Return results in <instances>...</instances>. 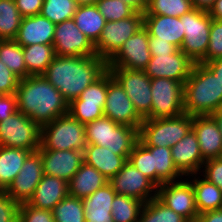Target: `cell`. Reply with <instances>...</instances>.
I'll return each instance as SVG.
<instances>
[{
    "instance_id": "28",
    "label": "cell",
    "mask_w": 222,
    "mask_h": 222,
    "mask_svg": "<svg viewBox=\"0 0 222 222\" xmlns=\"http://www.w3.org/2000/svg\"><path fill=\"white\" fill-rule=\"evenodd\" d=\"M32 151L0 146V191H5L17 176Z\"/></svg>"
},
{
    "instance_id": "30",
    "label": "cell",
    "mask_w": 222,
    "mask_h": 222,
    "mask_svg": "<svg viewBox=\"0 0 222 222\" xmlns=\"http://www.w3.org/2000/svg\"><path fill=\"white\" fill-rule=\"evenodd\" d=\"M76 26L95 44L106 24L96 4L79 5L73 16Z\"/></svg>"
},
{
    "instance_id": "7",
    "label": "cell",
    "mask_w": 222,
    "mask_h": 222,
    "mask_svg": "<svg viewBox=\"0 0 222 222\" xmlns=\"http://www.w3.org/2000/svg\"><path fill=\"white\" fill-rule=\"evenodd\" d=\"M41 126L22 112L0 121V146L36 152L41 146Z\"/></svg>"
},
{
    "instance_id": "53",
    "label": "cell",
    "mask_w": 222,
    "mask_h": 222,
    "mask_svg": "<svg viewBox=\"0 0 222 222\" xmlns=\"http://www.w3.org/2000/svg\"><path fill=\"white\" fill-rule=\"evenodd\" d=\"M136 12L145 13L150 0H122Z\"/></svg>"
},
{
    "instance_id": "18",
    "label": "cell",
    "mask_w": 222,
    "mask_h": 222,
    "mask_svg": "<svg viewBox=\"0 0 222 222\" xmlns=\"http://www.w3.org/2000/svg\"><path fill=\"white\" fill-rule=\"evenodd\" d=\"M194 64L185 53L178 49L173 54H151L144 72L150 79L162 77L185 83Z\"/></svg>"
},
{
    "instance_id": "13",
    "label": "cell",
    "mask_w": 222,
    "mask_h": 222,
    "mask_svg": "<svg viewBox=\"0 0 222 222\" xmlns=\"http://www.w3.org/2000/svg\"><path fill=\"white\" fill-rule=\"evenodd\" d=\"M104 116L120 125H127L138 130L143 122V118L135 110L123 87L112 76L109 69H107V95Z\"/></svg>"
},
{
    "instance_id": "29",
    "label": "cell",
    "mask_w": 222,
    "mask_h": 222,
    "mask_svg": "<svg viewBox=\"0 0 222 222\" xmlns=\"http://www.w3.org/2000/svg\"><path fill=\"white\" fill-rule=\"evenodd\" d=\"M190 176L193 177V180L189 179ZM197 176L198 174H192L187 176V179L191 182L195 192L198 213L222 209V190L205 178L200 179V176Z\"/></svg>"
},
{
    "instance_id": "42",
    "label": "cell",
    "mask_w": 222,
    "mask_h": 222,
    "mask_svg": "<svg viewBox=\"0 0 222 222\" xmlns=\"http://www.w3.org/2000/svg\"><path fill=\"white\" fill-rule=\"evenodd\" d=\"M96 6L106 22L122 20L136 12L122 0H98Z\"/></svg>"
},
{
    "instance_id": "33",
    "label": "cell",
    "mask_w": 222,
    "mask_h": 222,
    "mask_svg": "<svg viewBox=\"0 0 222 222\" xmlns=\"http://www.w3.org/2000/svg\"><path fill=\"white\" fill-rule=\"evenodd\" d=\"M22 50L29 75H42L56 56L53 45L34 44Z\"/></svg>"
},
{
    "instance_id": "58",
    "label": "cell",
    "mask_w": 222,
    "mask_h": 222,
    "mask_svg": "<svg viewBox=\"0 0 222 222\" xmlns=\"http://www.w3.org/2000/svg\"><path fill=\"white\" fill-rule=\"evenodd\" d=\"M76 4L79 5H87V4H96L98 0H74Z\"/></svg>"
},
{
    "instance_id": "43",
    "label": "cell",
    "mask_w": 222,
    "mask_h": 222,
    "mask_svg": "<svg viewBox=\"0 0 222 222\" xmlns=\"http://www.w3.org/2000/svg\"><path fill=\"white\" fill-rule=\"evenodd\" d=\"M220 58H222V21L212 19L206 56L199 63L204 64Z\"/></svg>"
},
{
    "instance_id": "35",
    "label": "cell",
    "mask_w": 222,
    "mask_h": 222,
    "mask_svg": "<svg viewBox=\"0 0 222 222\" xmlns=\"http://www.w3.org/2000/svg\"><path fill=\"white\" fill-rule=\"evenodd\" d=\"M144 202L124 195H116L112 202V218L114 222H140V214Z\"/></svg>"
},
{
    "instance_id": "32",
    "label": "cell",
    "mask_w": 222,
    "mask_h": 222,
    "mask_svg": "<svg viewBox=\"0 0 222 222\" xmlns=\"http://www.w3.org/2000/svg\"><path fill=\"white\" fill-rule=\"evenodd\" d=\"M152 153L153 169H156V185L181 180L184 176L177 170L170 147L145 146ZM178 178V179H177Z\"/></svg>"
},
{
    "instance_id": "14",
    "label": "cell",
    "mask_w": 222,
    "mask_h": 222,
    "mask_svg": "<svg viewBox=\"0 0 222 222\" xmlns=\"http://www.w3.org/2000/svg\"><path fill=\"white\" fill-rule=\"evenodd\" d=\"M157 198L178 215L183 216L188 222H197L199 213L195 192L187 177L158 186Z\"/></svg>"
},
{
    "instance_id": "27",
    "label": "cell",
    "mask_w": 222,
    "mask_h": 222,
    "mask_svg": "<svg viewBox=\"0 0 222 222\" xmlns=\"http://www.w3.org/2000/svg\"><path fill=\"white\" fill-rule=\"evenodd\" d=\"M108 182L109 180L97 169L83 162L68 182V195L82 199L90 196Z\"/></svg>"
},
{
    "instance_id": "50",
    "label": "cell",
    "mask_w": 222,
    "mask_h": 222,
    "mask_svg": "<svg viewBox=\"0 0 222 222\" xmlns=\"http://www.w3.org/2000/svg\"><path fill=\"white\" fill-rule=\"evenodd\" d=\"M149 50L151 54H173L178 48L170 42L149 37Z\"/></svg>"
},
{
    "instance_id": "20",
    "label": "cell",
    "mask_w": 222,
    "mask_h": 222,
    "mask_svg": "<svg viewBox=\"0 0 222 222\" xmlns=\"http://www.w3.org/2000/svg\"><path fill=\"white\" fill-rule=\"evenodd\" d=\"M41 154L43 173L69 182L84 162L80 150H37Z\"/></svg>"
},
{
    "instance_id": "22",
    "label": "cell",
    "mask_w": 222,
    "mask_h": 222,
    "mask_svg": "<svg viewBox=\"0 0 222 222\" xmlns=\"http://www.w3.org/2000/svg\"><path fill=\"white\" fill-rule=\"evenodd\" d=\"M192 129L196 133L203 159H216L222 154V134L211 115L193 116Z\"/></svg>"
},
{
    "instance_id": "11",
    "label": "cell",
    "mask_w": 222,
    "mask_h": 222,
    "mask_svg": "<svg viewBox=\"0 0 222 222\" xmlns=\"http://www.w3.org/2000/svg\"><path fill=\"white\" fill-rule=\"evenodd\" d=\"M107 70L68 104V113L84 125L104 116Z\"/></svg>"
},
{
    "instance_id": "6",
    "label": "cell",
    "mask_w": 222,
    "mask_h": 222,
    "mask_svg": "<svg viewBox=\"0 0 222 222\" xmlns=\"http://www.w3.org/2000/svg\"><path fill=\"white\" fill-rule=\"evenodd\" d=\"M85 125L69 113L54 119L41 128L38 150H80L86 147Z\"/></svg>"
},
{
    "instance_id": "38",
    "label": "cell",
    "mask_w": 222,
    "mask_h": 222,
    "mask_svg": "<svg viewBox=\"0 0 222 222\" xmlns=\"http://www.w3.org/2000/svg\"><path fill=\"white\" fill-rule=\"evenodd\" d=\"M55 222H85L81 198L67 195L52 210Z\"/></svg>"
},
{
    "instance_id": "44",
    "label": "cell",
    "mask_w": 222,
    "mask_h": 222,
    "mask_svg": "<svg viewBox=\"0 0 222 222\" xmlns=\"http://www.w3.org/2000/svg\"><path fill=\"white\" fill-rule=\"evenodd\" d=\"M18 222H55L50 210L37 209L28 203L19 206Z\"/></svg>"
},
{
    "instance_id": "25",
    "label": "cell",
    "mask_w": 222,
    "mask_h": 222,
    "mask_svg": "<svg viewBox=\"0 0 222 222\" xmlns=\"http://www.w3.org/2000/svg\"><path fill=\"white\" fill-rule=\"evenodd\" d=\"M144 28L148 31L149 37L170 42L178 49L183 44L184 31L180 17L144 15Z\"/></svg>"
},
{
    "instance_id": "21",
    "label": "cell",
    "mask_w": 222,
    "mask_h": 222,
    "mask_svg": "<svg viewBox=\"0 0 222 222\" xmlns=\"http://www.w3.org/2000/svg\"><path fill=\"white\" fill-rule=\"evenodd\" d=\"M171 154L177 170L183 176L200 174L205 160L201 155L198 138L193 129L171 147Z\"/></svg>"
},
{
    "instance_id": "9",
    "label": "cell",
    "mask_w": 222,
    "mask_h": 222,
    "mask_svg": "<svg viewBox=\"0 0 222 222\" xmlns=\"http://www.w3.org/2000/svg\"><path fill=\"white\" fill-rule=\"evenodd\" d=\"M183 92V82L162 77L151 79V112L145 118H169L184 113Z\"/></svg>"
},
{
    "instance_id": "10",
    "label": "cell",
    "mask_w": 222,
    "mask_h": 222,
    "mask_svg": "<svg viewBox=\"0 0 222 222\" xmlns=\"http://www.w3.org/2000/svg\"><path fill=\"white\" fill-rule=\"evenodd\" d=\"M144 27V14L135 12L131 17L106 22L98 41L94 44L95 53L106 62L130 37Z\"/></svg>"
},
{
    "instance_id": "45",
    "label": "cell",
    "mask_w": 222,
    "mask_h": 222,
    "mask_svg": "<svg viewBox=\"0 0 222 222\" xmlns=\"http://www.w3.org/2000/svg\"><path fill=\"white\" fill-rule=\"evenodd\" d=\"M19 206L5 191H0V222H18Z\"/></svg>"
},
{
    "instance_id": "57",
    "label": "cell",
    "mask_w": 222,
    "mask_h": 222,
    "mask_svg": "<svg viewBox=\"0 0 222 222\" xmlns=\"http://www.w3.org/2000/svg\"><path fill=\"white\" fill-rule=\"evenodd\" d=\"M85 222H114L113 218H85Z\"/></svg>"
},
{
    "instance_id": "12",
    "label": "cell",
    "mask_w": 222,
    "mask_h": 222,
    "mask_svg": "<svg viewBox=\"0 0 222 222\" xmlns=\"http://www.w3.org/2000/svg\"><path fill=\"white\" fill-rule=\"evenodd\" d=\"M120 83L135 110L144 119L151 112V79L143 70L107 68Z\"/></svg>"
},
{
    "instance_id": "1",
    "label": "cell",
    "mask_w": 222,
    "mask_h": 222,
    "mask_svg": "<svg viewBox=\"0 0 222 222\" xmlns=\"http://www.w3.org/2000/svg\"><path fill=\"white\" fill-rule=\"evenodd\" d=\"M107 70L97 56H55L42 74L70 103Z\"/></svg>"
},
{
    "instance_id": "46",
    "label": "cell",
    "mask_w": 222,
    "mask_h": 222,
    "mask_svg": "<svg viewBox=\"0 0 222 222\" xmlns=\"http://www.w3.org/2000/svg\"><path fill=\"white\" fill-rule=\"evenodd\" d=\"M202 167L203 178L222 190V160L220 158L206 160Z\"/></svg>"
},
{
    "instance_id": "37",
    "label": "cell",
    "mask_w": 222,
    "mask_h": 222,
    "mask_svg": "<svg viewBox=\"0 0 222 222\" xmlns=\"http://www.w3.org/2000/svg\"><path fill=\"white\" fill-rule=\"evenodd\" d=\"M140 222H188L183 216L164 205L157 197L146 202L140 214Z\"/></svg>"
},
{
    "instance_id": "54",
    "label": "cell",
    "mask_w": 222,
    "mask_h": 222,
    "mask_svg": "<svg viewBox=\"0 0 222 222\" xmlns=\"http://www.w3.org/2000/svg\"><path fill=\"white\" fill-rule=\"evenodd\" d=\"M208 14L212 17V19L222 21V0H216L208 11Z\"/></svg>"
},
{
    "instance_id": "3",
    "label": "cell",
    "mask_w": 222,
    "mask_h": 222,
    "mask_svg": "<svg viewBox=\"0 0 222 222\" xmlns=\"http://www.w3.org/2000/svg\"><path fill=\"white\" fill-rule=\"evenodd\" d=\"M184 113L211 115L222 107V83L202 63H195L184 83Z\"/></svg>"
},
{
    "instance_id": "41",
    "label": "cell",
    "mask_w": 222,
    "mask_h": 222,
    "mask_svg": "<svg viewBox=\"0 0 222 222\" xmlns=\"http://www.w3.org/2000/svg\"><path fill=\"white\" fill-rule=\"evenodd\" d=\"M128 161L156 184V169H153L152 153L140 141L134 145Z\"/></svg>"
},
{
    "instance_id": "17",
    "label": "cell",
    "mask_w": 222,
    "mask_h": 222,
    "mask_svg": "<svg viewBox=\"0 0 222 222\" xmlns=\"http://www.w3.org/2000/svg\"><path fill=\"white\" fill-rule=\"evenodd\" d=\"M53 46L56 56H93L94 44L76 26L73 18L55 25Z\"/></svg>"
},
{
    "instance_id": "40",
    "label": "cell",
    "mask_w": 222,
    "mask_h": 222,
    "mask_svg": "<svg viewBox=\"0 0 222 222\" xmlns=\"http://www.w3.org/2000/svg\"><path fill=\"white\" fill-rule=\"evenodd\" d=\"M192 9L191 0H150L144 15L181 17Z\"/></svg>"
},
{
    "instance_id": "5",
    "label": "cell",
    "mask_w": 222,
    "mask_h": 222,
    "mask_svg": "<svg viewBox=\"0 0 222 222\" xmlns=\"http://www.w3.org/2000/svg\"><path fill=\"white\" fill-rule=\"evenodd\" d=\"M193 116L182 113L175 117L144 118L139 129V141L144 146L173 147L191 129Z\"/></svg>"
},
{
    "instance_id": "8",
    "label": "cell",
    "mask_w": 222,
    "mask_h": 222,
    "mask_svg": "<svg viewBox=\"0 0 222 222\" xmlns=\"http://www.w3.org/2000/svg\"><path fill=\"white\" fill-rule=\"evenodd\" d=\"M180 19L184 31V41L180 50L194 63H199L206 56L212 17L208 11L193 8Z\"/></svg>"
},
{
    "instance_id": "47",
    "label": "cell",
    "mask_w": 222,
    "mask_h": 222,
    "mask_svg": "<svg viewBox=\"0 0 222 222\" xmlns=\"http://www.w3.org/2000/svg\"><path fill=\"white\" fill-rule=\"evenodd\" d=\"M20 78L0 60V95L15 94Z\"/></svg>"
},
{
    "instance_id": "2",
    "label": "cell",
    "mask_w": 222,
    "mask_h": 222,
    "mask_svg": "<svg viewBox=\"0 0 222 222\" xmlns=\"http://www.w3.org/2000/svg\"><path fill=\"white\" fill-rule=\"evenodd\" d=\"M15 96L18 111L41 127L68 114L69 103L43 75L20 79Z\"/></svg>"
},
{
    "instance_id": "36",
    "label": "cell",
    "mask_w": 222,
    "mask_h": 222,
    "mask_svg": "<svg viewBox=\"0 0 222 222\" xmlns=\"http://www.w3.org/2000/svg\"><path fill=\"white\" fill-rule=\"evenodd\" d=\"M22 18L15 0H0V40L14 39Z\"/></svg>"
},
{
    "instance_id": "52",
    "label": "cell",
    "mask_w": 222,
    "mask_h": 222,
    "mask_svg": "<svg viewBox=\"0 0 222 222\" xmlns=\"http://www.w3.org/2000/svg\"><path fill=\"white\" fill-rule=\"evenodd\" d=\"M204 65L219 79L222 83V58L205 62Z\"/></svg>"
},
{
    "instance_id": "51",
    "label": "cell",
    "mask_w": 222,
    "mask_h": 222,
    "mask_svg": "<svg viewBox=\"0 0 222 222\" xmlns=\"http://www.w3.org/2000/svg\"><path fill=\"white\" fill-rule=\"evenodd\" d=\"M197 222H222V209L199 214Z\"/></svg>"
},
{
    "instance_id": "55",
    "label": "cell",
    "mask_w": 222,
    "mask_h": 222,
    "mask_svg": "<svg viewBox=\"0 0 222 222\" xmlns=\"http://www.w3.org/2000/svg\"><path fill=\"white\" fill-rule=\"evenodd\" d=\"M216 0H191L193 8L209 11Z\"/></svg>"
},
{
    "instance_id": "23",
    "label": "cell",
    "mask_w": 222,
    "mask_h": 222,
    "mask_svg": "<svg viewBox=\"0 0 222 222\" xmlns=\"http://www.w3.org/2000/svg\"><path fill=\"white\" fill-rule=\"evenodd\" d=\"M55 24L41 14L22 18L14 40L23 46L53 45Z\"/></svg>"
},
{
    "instance_id": "24",
    "label": "cell",
    "mask_w": 222,
    "mask_h": 222,
    "mask_svg": "<svg viewBox=\"0 0 222 222\" xmlns=\"http://www.w3.org/2000/svg\"><path fill=\"white\" fill-rule=\"evenodd\" d=\"M67 195L68 182L61 178L44 174L28 204L37 209L52 211Z\"/></svg>"
},
{
    "instance_id": "16",
    "label": "cell",
    "mask_w": 222,
    "mask_h": 222,
    "mask_svg": "<svg viewBox=\"0 0 222 222\" xmlns=\"http://www.w3.org/2000/svg\"><path fill=\"white\" fill-rule=\"evenodd\" d=\"M151 59L149 34L143 27L130 37L107 61V68L143 70Z\"/></svg>"
},
{
    "instance_id": "26",
    "label": "cell",
    "mask_w": 222,
    "mask_h": 222,
    "mask_svg": "<svg viewBox=\"0 0 222 222\" xmlns=\"http://www.w3.org/2000/svg\"><path fill=\"white\" fill-rule=\"evenodd\" d=\"M84 162L97 169L108 180L114 177L127 162L124 156L114 154L109 148L87 144L83 152Z\"/></svg>"
},
{
    "instance_id": "31",
    "label": "cell",
    "mask_w": 222,
    "mask_h": 222,
    "mask_svg": "<svg viewBox=\"0 0 222 222\" xmlns=\"http://www.w3.org/2000/svg\"><path fill=\"white\" fill-rule=\"evenodd\" d=\"M116 196L108 182L88 197L82 198L85 218H112V202Z\"/></svg>"
},
{
    "instance_id": "19",
    "label": "cell",
    "mask_w": 222,
    "mask_h": 222,
    "mask_svg": "<svg viewBox=\"0 0 222 222\" xmlns=\"http://www.w3.org/2000/svg\"><path fill=\"white\" fill-rule=\"evenodd\" d=\"M43 175L41 154L32 152L5 192L19 204L28 203Z\"/></svg>"
},
{
    "instance_id": "48",
    "label": "cell",
    "mask_w": 222,
    "mask_h": 222,
    "mask_svg": "<svg viewBox=\"0 0 222 222\" xmlns=\"http://www.w3.org/2000/svg\"><path fill=\"white\" fill-rule=\"evenodd\" d=\"M44 0H15L16 6L22 17L38 15L41 12Z\"/></svg>"
},
{
    "instance_id": "15",
    "label": "cell",
    "mask_w": 222,
    "mask_h": 222,
    "mask_svg": "<svg viewBox=\"0 0 222 222\" xmlns=\"http://www.w3.org/2000/svg\"><path fill=\"white\" fill-rule=\"evenodd\" d=\"M109 183L116 195L130 196L144 203L157 197L158 186L128 160Z\"/></svg>"
},
{
    "instance_id": "49",
    "label": "cell",
    "mask_w": 222,
    "mask_h": 222,
    "mask_svg": "<svg viewBox=\"0 0 222 222\" xmlns=\"http://www.w3.org/2000/svg\"><path fill=\"white\" fill-rule=\"evenodd\" d=\"M17 111L18 105L15 94L0 95V121L9 118Z\"/></svg>"
},
{
    "instance_id": "56",
    "label": "cell",
    "mask_w": 222,
    "mask_h": 222,
    "mask_svg": "<svg viewBox=\"0 0 222 222\" xmlns=\"http://www.w3.org/2000/svg\"><path fill=\"white\" fill-rule=\"evenodd\" d=\"M211 116L214 118V120L216 121L218 127H219V130L222 134V110H218L216 112H213L211 114Z\"/></svg>"
},
{
    "instance_id": "39",
    "label": "cell",
    "mask_w": 222,
    "mask_h": 222,
    "mask_svg": "<svg viewBox=\"0 0 222 222\" xmlns=\"http://www.w3.org/2000/svg\"><path fill=\"white\" fill-rule=\"evenodd\" d=\"M77 6L74 0H44L40 14L56 25L73 18Z\"/></svg>"
},
{
    "instance_id": "4",
    "label": "cell",
    "mask_w": 222,
    "mask_h": 222,
    "mask_svg": "<svg viewBox=\"0 0 222 222\" xmlns=\"http://www.w3.org/2000/svg\"><path fill=\"white\" fill-rule=\"evenodd\" d=\"M85 138L86 144L109 148L114 154L128 160L134 145L139 141V130L102 116L85 124Z\"/></svg>"
},
{
    "instance_id": "34",
    "label": "cell",
    "mask_w": 222,
    "mask_h": 222,
    "mask_svg": "<svg viewBox=\"0 0 222 222\" xmlns=\"http://www.w3.org/2000/svg\"><path fill=\"white\" fill-rule=\"evenodd\" d=\"M0 60L20 79L27 73L22 46L14 39L0 40Z\"/></svg>"
}]
</instances>
